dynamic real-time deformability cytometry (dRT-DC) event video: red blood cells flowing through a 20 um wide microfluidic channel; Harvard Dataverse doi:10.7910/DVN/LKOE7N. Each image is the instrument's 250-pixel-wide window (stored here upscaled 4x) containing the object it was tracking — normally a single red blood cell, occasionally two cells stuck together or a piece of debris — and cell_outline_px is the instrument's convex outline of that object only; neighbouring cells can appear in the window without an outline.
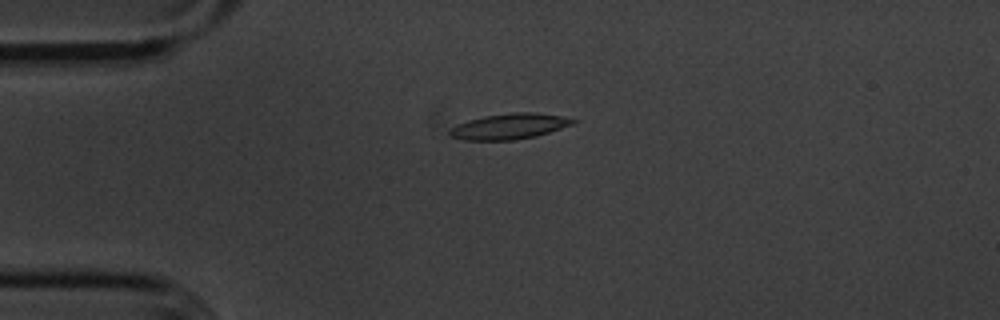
{"species": "common noctule bat (a hibernating species)", "species_latin": "Nyctalus noctula", "temperature_condition": "cold", "stored_images_in_passage": 44, "camera_frame_rate_fps": 3000, "um_per_image_px": 0.085, "animal": {"sex": "male", "body_mass_g": 20.1, "forearm_length_mm": 53.5}, "frame": {"image": 1, "passage_image": 2, "time_ms": 0.333, "image_size_px": [1000, 320], "cell_outline_px": [[580, 120], [572, 124], [536, 136], [512, 140], [464, 140], [448, 136], [448, 132], [452, 128], [468, 120], [484, 116], [512, 112], [536, 112], [560, 116]], "centroid_in_image_um": [43.29, 10.74], "position_along_channel_um": 41.7, "area_um2": 18.26}}
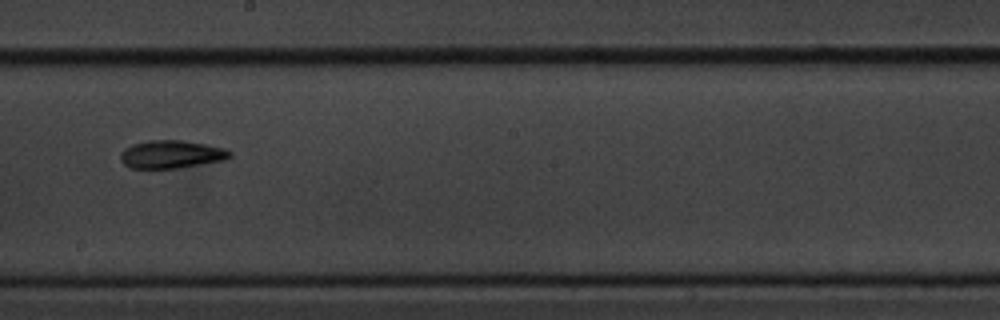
{"frame": {"image": 2, "passage_image": 20, "time_ms": 6.333, "image_size_px": [1000, 320], "cell_outline_px": [[232, 156], [224, 160], [180, 168], [128, 168], [120, 160], [120, 152], [124, 148], [132, 144], [148, 140], [184, 140], [224, 148], [232, 152]], "centroid_in_image_um": [14.54, 13.12], "position_along_channel_um": 233.7, "area_um2": 17.98}}
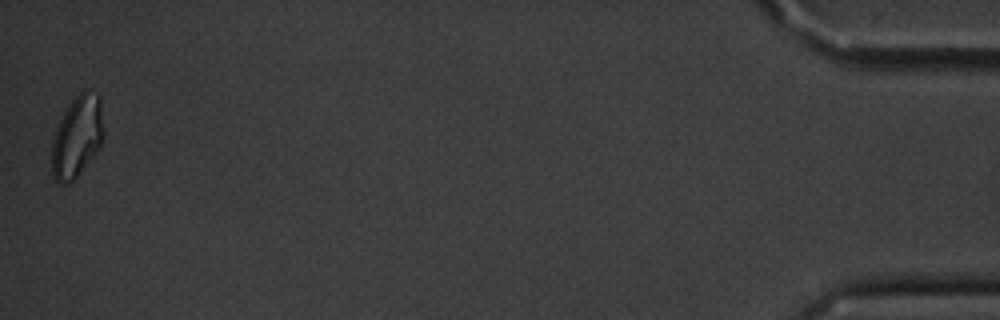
{"frame": {"image": 3, "passage_image": 44, "time_ms": 14.333, "image_size_px": [1000, 320], "cell_outline_px": [[104, 136], [100, 148], [80, 172], [68, 184], [60, 184], [52, 176], [52, 140], [56, 128], [64, 112], [72, 100], [84, 88], [88, 88], [100, 96], [104, 132]], "centroid_in_image_um": [6.57, 11.59], "position_along_channel_um": 428.6, "area_um2": 24.8}, "authors_computed_cell_mechanics": {"area_um2": 17.9469, "velocity_mm_per_s": 3.5754, "shape_relaxation_time_tau1_ms": 4.7189, "shape_relaxation_time_tau2_ms": 7.2792, "deformation_change_tau1": 0.1248, "deformation_change_tau2": 0.1475}}